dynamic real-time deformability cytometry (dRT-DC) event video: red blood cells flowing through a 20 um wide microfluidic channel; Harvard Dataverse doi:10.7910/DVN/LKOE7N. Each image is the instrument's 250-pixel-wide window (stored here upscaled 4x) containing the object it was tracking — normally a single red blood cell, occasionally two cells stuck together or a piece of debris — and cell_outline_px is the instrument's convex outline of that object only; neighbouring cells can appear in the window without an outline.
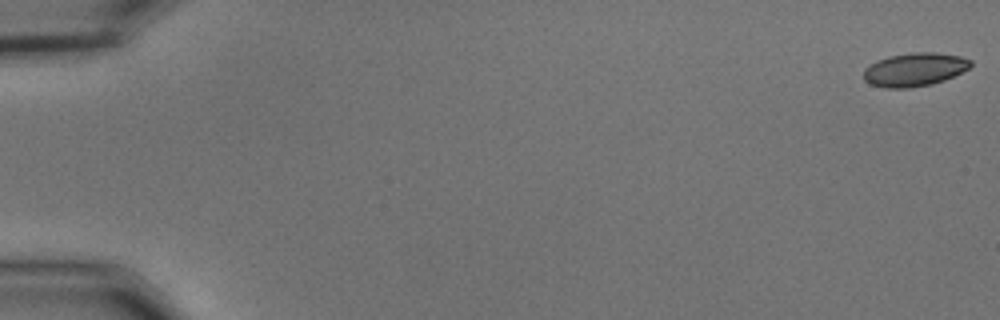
{"species": "common noctule bat (a hibernating species)", "species_latin": "Nyctalus noctula", "temperature_condition": "cold", "stored_images_in_passage": 56, "camera_frame_rate_fps": 3000, "um_per_image_px": 0.085, "animal": {"sex": "male", "body_mass_g": 15.6}, "frame": {"image": 1, "passage_image": 1, "time_ms": 0.0, "image_size_px": [1000, 320], "cell_outline_px": [[972, 64], [968, 68], [944, 80], [932, 84], [908, 88], [884, 88], [868, 84], [864, 80], [864, 68], [876, 60], [888, 56], [912, 52], [936, 52], [960, 56], [972, 60]], "centroid_in_image_um": [77.69, 5.91], "position_along_channel_um": 7.3, "area_um2": 20.98}}
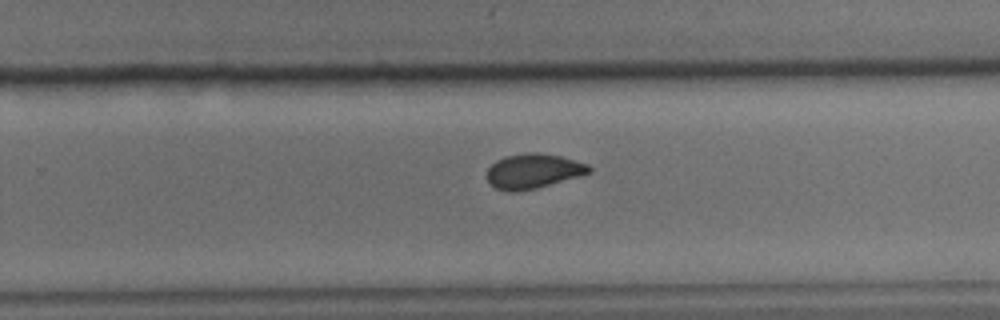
{"frame": {"image": 2, "passage_image": 37, "time_ms": 12.0, "image_size_px": [1000, 320], "cell_outline_px": [[592, 172], [580, 176], [536, 188], [516, 192], [512, 192], [496, 188], [488, 184], [488, 168], [496, 160], [504, 156], [528, 152], [536, 152], [560, 156], [588, 164], [592, 168]], "centroid_in_image_um": [45.32, 14.54], "position_along_channel_um": 284.5, "area_um2": 20.69}}
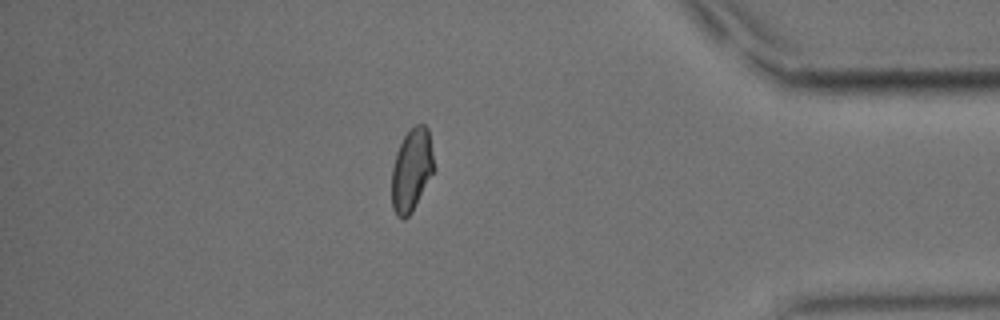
{"frame": {"image": 3, "passage_image": 49, "time_ms": 16.0, "image_size_px": [1000, 320], "cell_outline_px": [[436, 168], [412, 212], [404, 220], [396, 216], [392, 208], [392, 168], [396, 152], [404, 136], [416, 124], [424, 124], [428, 128]], "centroid_in_image_um": [35.0, 14.46], "position_along_channel_um": 400.2, "area_um2": 20.58}}